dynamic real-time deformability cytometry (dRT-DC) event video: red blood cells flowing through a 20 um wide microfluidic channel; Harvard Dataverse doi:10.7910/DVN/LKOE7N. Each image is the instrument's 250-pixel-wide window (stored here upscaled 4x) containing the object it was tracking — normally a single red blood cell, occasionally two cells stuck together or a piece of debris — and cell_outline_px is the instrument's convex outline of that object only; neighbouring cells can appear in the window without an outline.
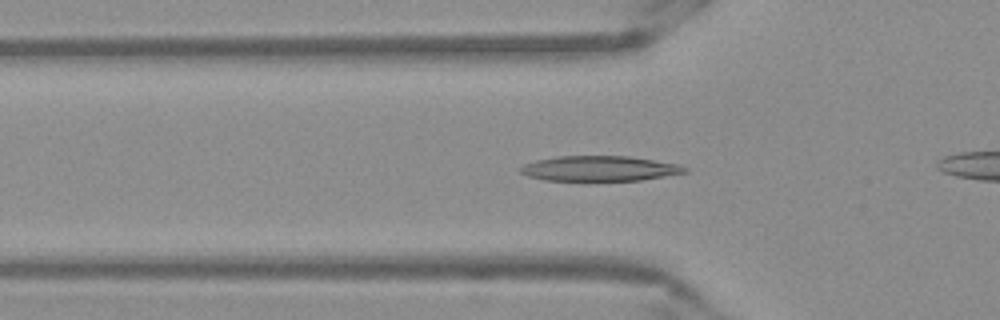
{"species": "Egyptian fruit bat (a non-hibernating species)", "species_latin": "Rousettus aegyptiacus", "temperature_condition": "warm", "stored_images_in_passage": 53, "camera_frame_rate_fps": 3000, "um_per_image_px": 0.085, "frame": {"image": 1, "passage_image": 17, "time_ms": 5.333, "image_size_px": [1000, 320], "cell_outline_px": [[688, 172], [640, 180], [544, 180], [528, 176], [520, 172], [516, 168], [524, 164], [536, 160], [556, 156], [628, 156], [680, 164], [688, 168]], "centroid_in_image_um": [50.94, 14.31], "position_along_channel_um": 74.9, "area_um2": 24.1}}
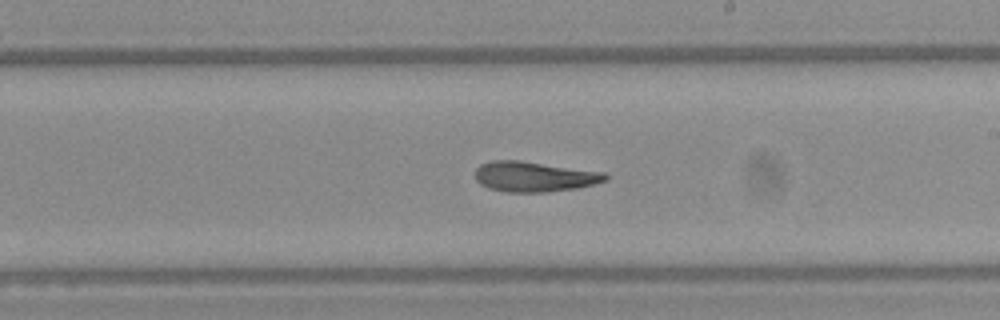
{"frame": {"image": 2, "passage_image": 30, "time_ms": 9.667, "image_size_px": [1000, 320], "cell_outline_px": [[608, 180], [576, 188], [548, 192], [508, 192], [488, 188], [480, 184], [476, 180], [476, 168], [480, 164], [492, 160], [520, 160], [604, 172], [608, 176]], "centroid_in_image_um": [45.39, 15.01], "position_along_channel_um": 243.6, "area_um2": 22.95}}
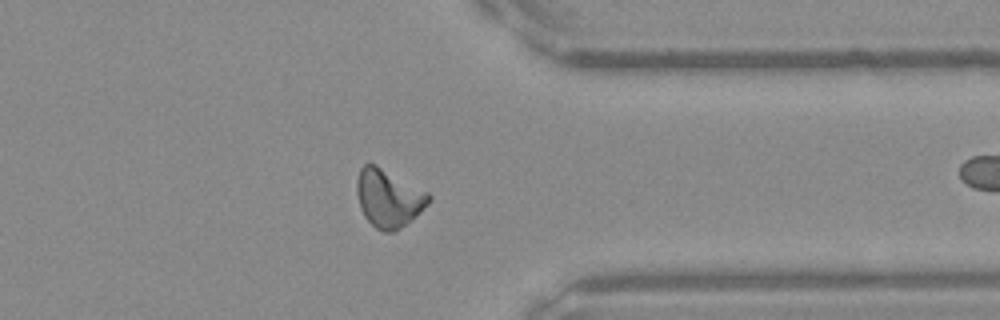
{"frame": {"image": 3, "passage_image": 41, "time_ms": 13.333, "image_size_px": [1000, 320], "cell_outline_px": [[432, 200], [412, 220], [396, 232], [384, 232], [376, 228], [364, 216], [360, 208], [356, 192], [356, 180], [360, 168], [364, 164], [376, 164], [428, 192], [432, 196]], "centroid_in_image_um": [33.03, 16.85], "position_along_channel_um": 378.4, "area_um2": 24.51}, "authors_computed_cell_mechanics": {"area_um2": 22.9466, "velocity_mm_per_s": 3.8664, "shape_relaxation_time_tau1_ms": null, "shape_relaxation_time_tau2_ms": 5.8573, "deformation_change_tau1": null, "deformation_change_tau2": 0.1599}}